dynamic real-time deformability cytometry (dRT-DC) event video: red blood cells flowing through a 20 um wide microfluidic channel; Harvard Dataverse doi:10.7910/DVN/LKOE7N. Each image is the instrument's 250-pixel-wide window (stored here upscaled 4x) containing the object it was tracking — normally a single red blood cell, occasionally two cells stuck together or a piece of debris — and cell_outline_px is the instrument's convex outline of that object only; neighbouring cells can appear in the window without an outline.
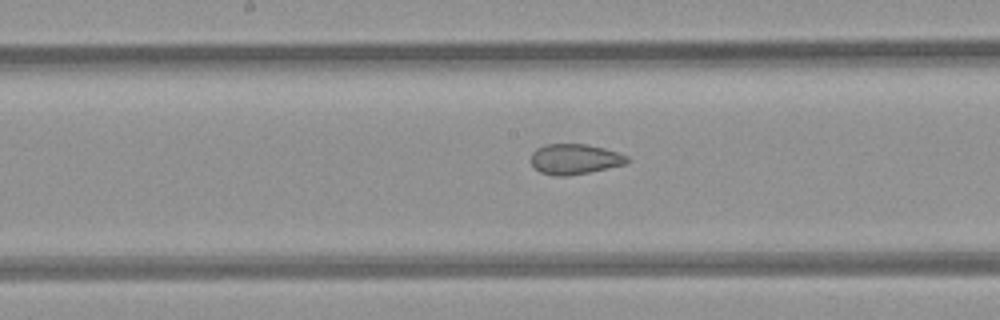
{"species": "common noctule bat (a hibernating species)", "species_latin": "Nyctalus noctula", "temperature_condition": "room temperature", "stored_images_in_passage": 8, "segment_of_instrument_passage": [2, 2], "camera_frame_rate_fps": 3000, "um_per_image_px": 0.085, "animal": {"sex": "female", "body_mass_g": 21.9}, "frame": {"image": 1, "passage_image": 8, "time_ms": 9.0, "image_size_px": [1000, 320], "cell_outline_px": [[632, 160], [624, 164], [588, 172], [568, 176], [556, 176], [540, 172], [532, 164], [532, 152], [536, 148], [548, 144], [588, 144], [604, 148], [628, 156]], "centroid_in_image_um": [48.86, 13.52], "position_along_channel_um": 199.3, "area_um2": 16.88}}